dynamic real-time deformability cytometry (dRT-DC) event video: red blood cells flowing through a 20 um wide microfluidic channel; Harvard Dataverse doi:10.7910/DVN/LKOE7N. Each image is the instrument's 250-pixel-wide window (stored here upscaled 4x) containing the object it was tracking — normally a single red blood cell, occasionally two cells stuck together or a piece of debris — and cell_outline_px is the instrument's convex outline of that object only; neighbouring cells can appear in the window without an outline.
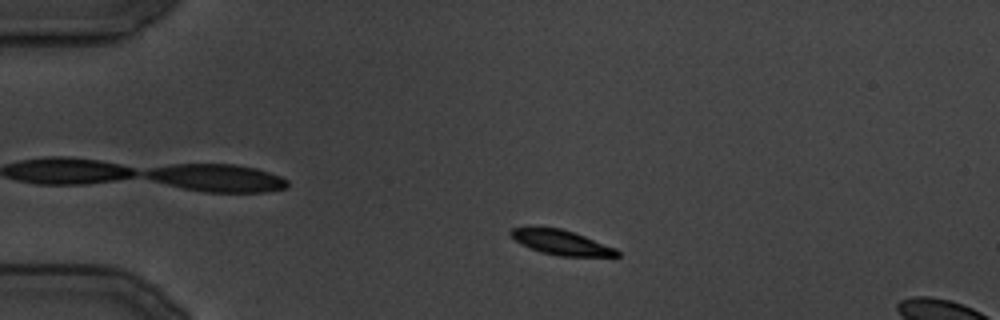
{"species": "common noctule bat (a hibernating species)", "species_latin": "Nyctalus noctula", "temperature_condition": "cold", "stored_images_in_passage": 112, "camera_frame_rate_fps": 3000, "um_per_image_px": 0.085, "animal": {"sex": "male", "body_mass_g": 19.5, "forearm_length_mm": 54.6}, "frame": {"image": 1, "passage_image": 13, "time_ms": 4.0, "image_size_px": [1000, 320], "cell_outline_px": [[620, 256], [560, 256], [540, 252], [516, 240], [508, 232], [512, 228], [528, 224], [560, 228], [584, 236], [616, 248], [620, 252]], "centroid_in_image_um": [47.65, 20.56], "position_along_channel_um": 37.3, "area_um2": 15.55}}
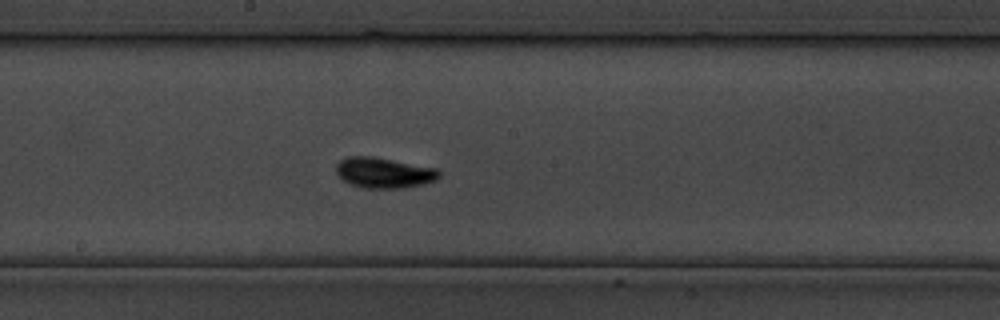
{"frame": {"image": 2, "passage_image": 55, "time_ms": 18.0, "image_size_px": [1000, 320], "cell_outline_px": [[440, 176], [436, 180], [420, 184], [400, 188], [364, 188], [352, 184], [344, 180], [336, 172], [336, 164], [340, 160], [348, 156], [372, 156], [436, 168], [440, 172]], "centroid_in_image_um": [32.62, 14.67], "position_along_channel_um": 215.6, "area_um2": 18.09}}
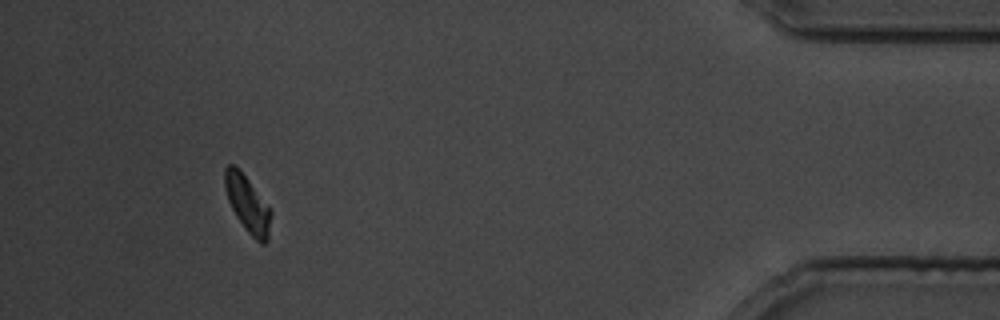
{"frame": {"image": 3, "passage_image": 103, "time_ms": 34.0, "image_size_px": [1000, 320], "cell_outline_px": [[272, 212], [268, 240], [264, 244], [260, 244], [248, 232], [236, 216], [228, 200], [224, 188], [224, 168], [228, 164], [236, 164], [240, 168]], "centroid_in_image_um": [21.02, 17.31], "position_along_channel_um": 414.2, "area_um2": 15.26}}